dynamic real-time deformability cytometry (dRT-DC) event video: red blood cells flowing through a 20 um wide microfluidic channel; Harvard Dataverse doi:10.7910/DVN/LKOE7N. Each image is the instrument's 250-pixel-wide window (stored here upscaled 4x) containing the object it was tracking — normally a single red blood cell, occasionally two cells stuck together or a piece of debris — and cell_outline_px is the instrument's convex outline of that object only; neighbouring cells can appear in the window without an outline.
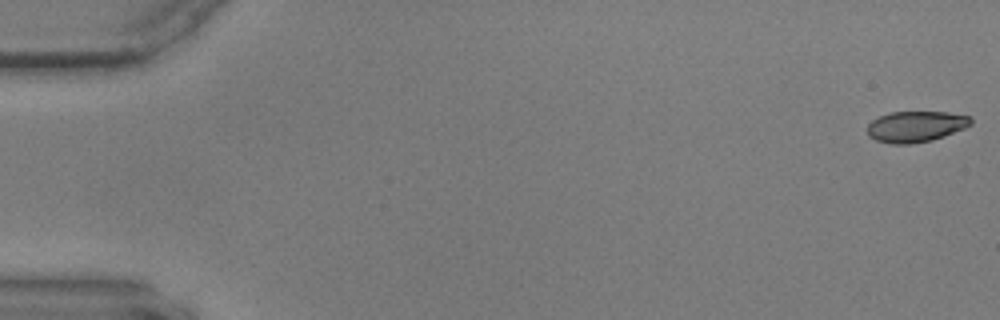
{"species": "common noctule bat (a hibernating species)", "species_latin": "Nyctalus noctula", "temperature_condition": "warm", "stored_images_in_passage": 18, "camera_frame_rate_fps": 3000, "um_per_image_px": 0.085, "animal": {"sex": "male", "body_mass_g": 17.9, "forearm_length_mm": 54.2}, "frame": {"image": 1, "passage_image": 1, "time_ms": 0.0, "image_size_px": [1000, 320], "cell_outline_px": [[972, 124], [964, 128], [944, 136], [932, 140], [908, 144], [892, 144], [876, 140], [868, 136], [868, 124], [872, 120], [880, 116], [892, 112], [948, 112], [972, 116]], "centroid_in_image_um": [77.86, 10.75], "position_along_channel_um": 7.1, "area_um2": 18.67}}
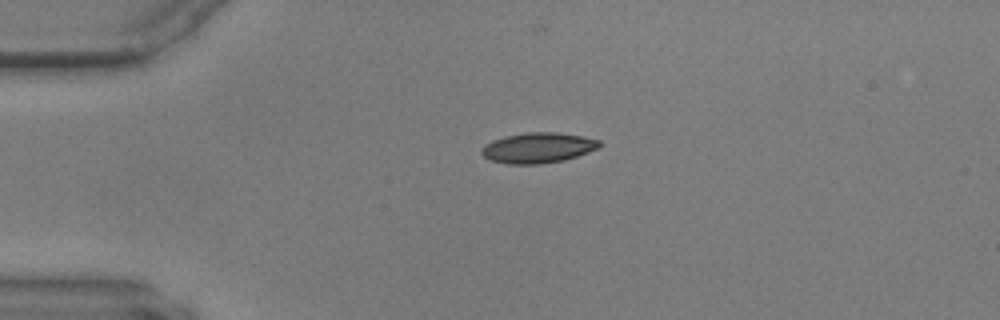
{"frame": {"image": 2, "passage_image": 14, "time_ms": 4.333, "image_size_px": [1000, 320], "cell_outline_px": [[600, 144], [596, 148], [588, 152], [564, 160], [540, 164], [508, 164], [492, 160], [484, 156], [480, 152], [484, 144], [492, 140], [504, 136], [528, 132], [556, 132], [584, 136], [600, 140]], "centroid_in_image_um": [45.71, 12.55], "position_along_channel_um": 39.3, "area_um2": 20.81}}